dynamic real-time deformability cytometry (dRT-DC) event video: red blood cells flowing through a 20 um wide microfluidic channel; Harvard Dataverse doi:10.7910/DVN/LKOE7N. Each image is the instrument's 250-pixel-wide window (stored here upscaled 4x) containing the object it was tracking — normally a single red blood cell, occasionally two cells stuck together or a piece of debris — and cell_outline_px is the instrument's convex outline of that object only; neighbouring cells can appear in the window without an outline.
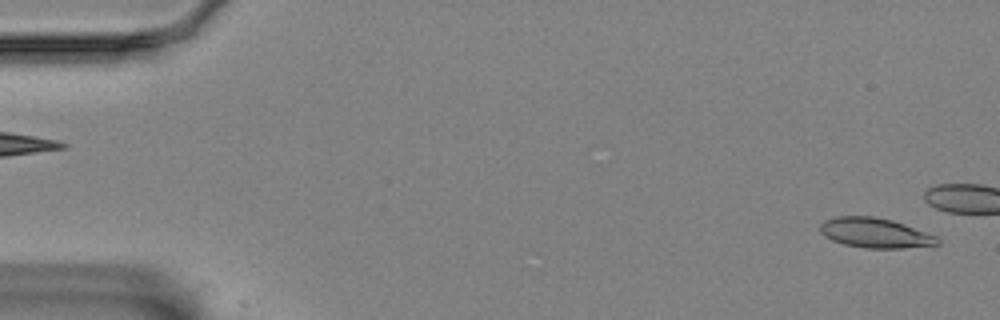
{"species": "Egyptian fruit bat (a non-hibernating species)", "species_latin": "Rousettus aegyptiacus", "temperature_condition": "room temperature", "stored_images_in_passage": 39, "camera_frame_rate_fps": 3000, "um_per_image_px": 0.085, "animal": {"sex": "female"}, "frame": {"image": 1, "passage_image": 2, "time_ms": 0.333, "image_size_px": [1000, 320], "cell_outline_px": [[940, 244], [900, 248], [864, 248], [844, 244], [832, 240], [824, 236], [820, 232], [820, 224], [824, 220], [836, 216], [872, 216], [892, 220], [904, 224], [936, 236], [940, 240]], "centroid_in_image_um": [74.35, 19.79], "position_along_channel_um": 10.7, "area_um2": 20.35}}
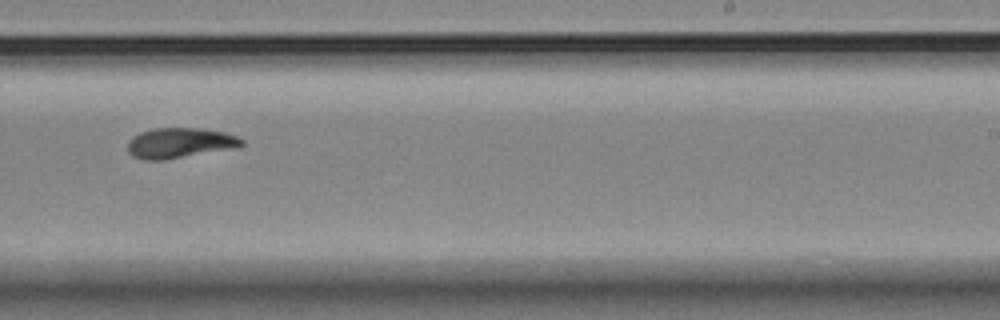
{"frame": {"image": 2, "passage_image": 18, "time_ms": 5.667, "image_size_px": [1000, 320], "cell_outline_px": [[244, 144], [232, 148], [164, 160], [144, 160], [132, 156], [128, 152], [128, 140], [132, 136], [140, 132], [156, 128], [200, 128], [224, 132], [236, 136], [244, 140]], "centroid_in_image_um": [15.23, 12.15], "position_along_channel_um": 273.8, "area_um2": 20.0}}
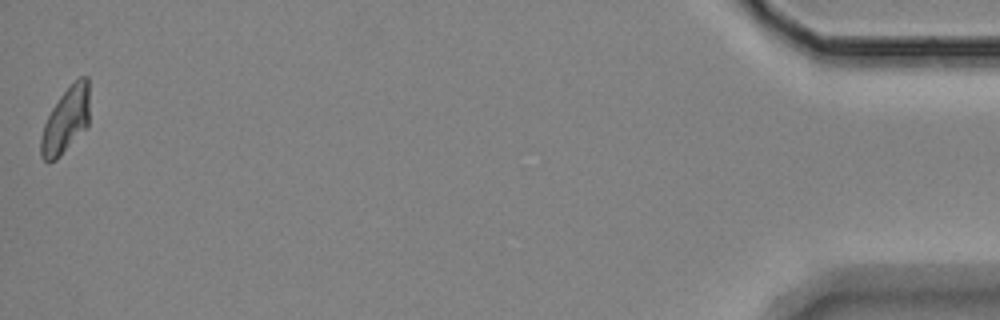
{"frame": {"image": 3, "passage_image": 39, "time_ms": 12.667, "image_size_px": [1000, 320], "cell_outline_px": [[88, 128], [56, 160], [48, 164], [40, 156], [40, 136], [44, 124], [52, 108], [60, 96], [80, 76], [88, 76]], "centroid_in_image_um": [5.58, 10.29], "position_along_channel_um": 429.6, "area_um2": 18.73}, "authors_computed_cell_mechanics": {"area_um2": 19.1318, "velocity_mm_per_s": 3.4988, "shape_relaxation_time_tau1_ms": 7.4896, "shape_relaxation_time_tau2_ms": 2.6096, "deformation_change_tau1": 0.1888, "deformation_change_tau2": 0.0503}}